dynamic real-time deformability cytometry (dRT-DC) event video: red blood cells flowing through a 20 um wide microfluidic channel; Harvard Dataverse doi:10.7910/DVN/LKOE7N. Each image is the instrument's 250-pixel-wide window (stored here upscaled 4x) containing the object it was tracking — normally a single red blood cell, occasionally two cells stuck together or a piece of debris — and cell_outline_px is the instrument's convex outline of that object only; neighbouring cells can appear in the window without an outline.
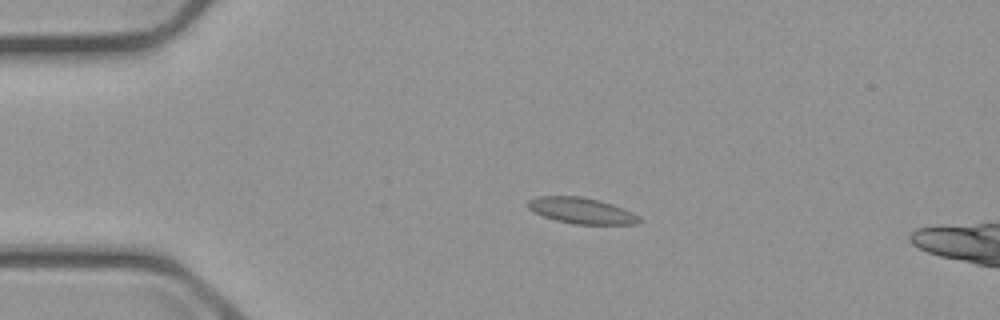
{"species": "common noctule bat (a hibernating species)", "species_latin": "Nyctalus noctula", "temperature_condition": "cold", "stored_images_in_passage": 4, "camera_frame_rate_fps": 3000, "um_per_image_px": 0.085, "animal": {"sex": "male", "body_mass_g": 23.1, "forearm_length_mm": 52.7}, "frame": {"image": 1, "passage_image": 2, "time_ms": 1.333, "image_size_px": [1000, 320], "cell_outline_px": [[640, 224], [576, 224], [556, 220], [544, 216], [528, 208], [528, 200], [540, 196], [580, 196], [600, 200], [624, 208], [640, 216]], "centroid_in_image_um": [49.47, 17.9], "position_along_channel_um": 35.5, "area_um2": 16.76}}